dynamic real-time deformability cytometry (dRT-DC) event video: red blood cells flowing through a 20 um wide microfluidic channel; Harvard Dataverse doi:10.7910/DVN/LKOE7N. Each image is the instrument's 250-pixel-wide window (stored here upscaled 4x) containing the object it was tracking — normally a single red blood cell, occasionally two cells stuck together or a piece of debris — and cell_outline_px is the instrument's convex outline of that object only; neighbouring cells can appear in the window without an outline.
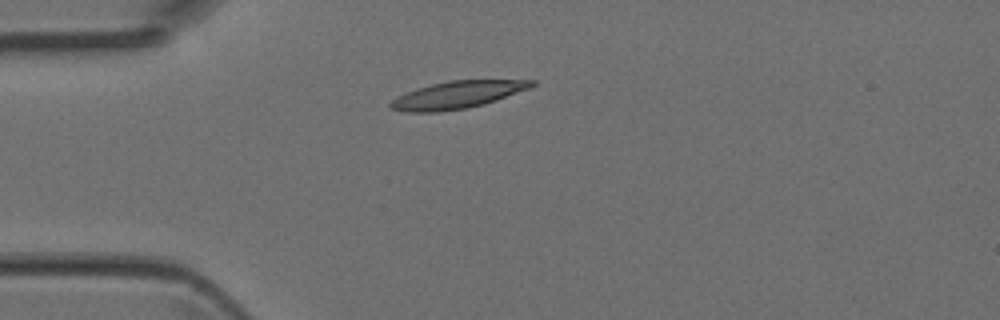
{"species": "Egyptian fruit bat (a non-hibernating species)", "species_latin": "Rousettus aegyptiacus", "temperature_condition": "room temperature", "stored_images_in_passage": 3, "camera_frame_rate_fps": 3000, "um_per_image_px": 0.085, "animal": {"sex": "female"}, "frame": {"image": 1, "passage_image": 1, "time_ms": 0.0, "image_size_px": [1000, 320], "cell_outline_px": [[536, 84], [532, 88], [484, 104], [468, 108], [436, 112], [408, 112], [392, 108], [388, 104], [396, 96], [416, 88], [448, 80], [536, 80]], "centroid_in_image_um": [38.9, 8.05], "position_along_channel_um": 46.1, "area_um2": 22.54}}
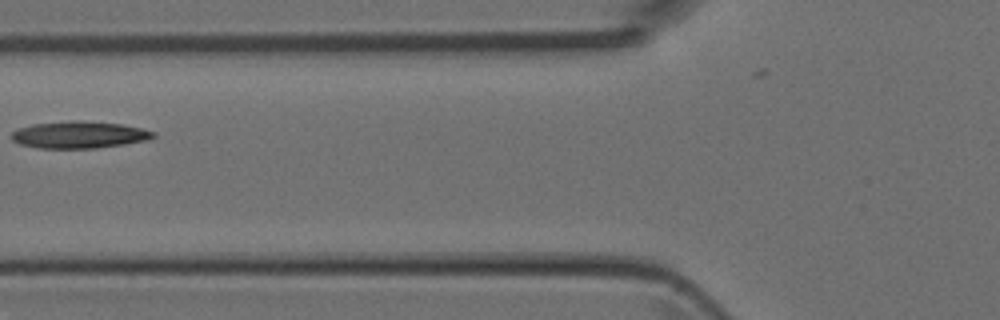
{"frame": {"image": 2, "passage_image": 3, "time_ms": 0.667, "image_size_px": [1000, 320], "cell_outline_px": [[156, 136], [148, 140], [124, 144], [96, 148], [40, 148], [20, 144], [12, 140], [12, 132], [20, 128], [32, 124], [72, 120], [80, 120], [120, 124], [140, 128], [156, 132]], "centroid_in_image_um": [6.74, 11.45], "position_along_channel_um": 119.1, "area_um2": 22.2}}